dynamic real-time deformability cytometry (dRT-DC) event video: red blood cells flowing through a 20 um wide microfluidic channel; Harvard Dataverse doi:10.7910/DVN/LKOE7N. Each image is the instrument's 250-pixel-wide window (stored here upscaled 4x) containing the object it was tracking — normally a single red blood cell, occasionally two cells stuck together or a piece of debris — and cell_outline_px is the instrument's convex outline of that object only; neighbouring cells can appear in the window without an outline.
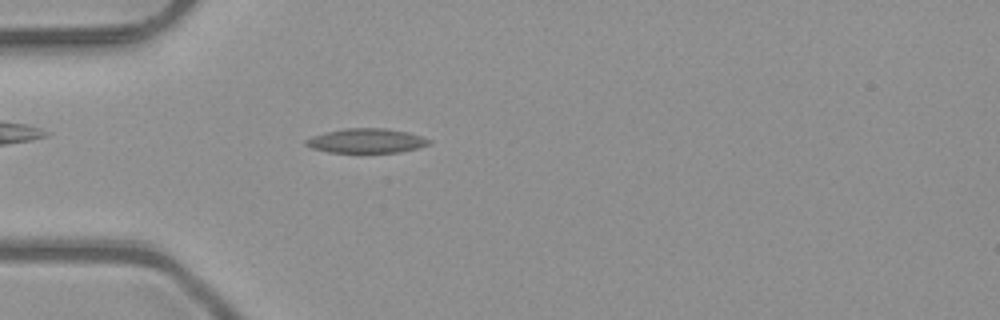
{"species": "common noctule bat (a hibernating species)", "species_latin": "Nyctalus noctula", "temperature_condition": "room temperature", "stored_images_in_passage": 5, "camera_frame_rate_fps": 3000, "um_per_image_px": 0.085, "animal": {"sex": "male", "body_mass_g": 23.1, "forearm_length_mm": 52.7}, "frame": {"image": 1, "passage_image": 5, "time_ms": 1.333, "image_size_px": [1000, 320], "cell_outline_px": [[432, 144], [400, 152], [328, 152], [312, 148], [304, 144], [304, 140], [312, 136], [324, 132], [344, 128], [384, 128], [408, 132], [432, 140]], "centroid_in_image_um": [31.13, 11.96], "position_along_channel_um": 53.9, "area_um2": 17.57}}